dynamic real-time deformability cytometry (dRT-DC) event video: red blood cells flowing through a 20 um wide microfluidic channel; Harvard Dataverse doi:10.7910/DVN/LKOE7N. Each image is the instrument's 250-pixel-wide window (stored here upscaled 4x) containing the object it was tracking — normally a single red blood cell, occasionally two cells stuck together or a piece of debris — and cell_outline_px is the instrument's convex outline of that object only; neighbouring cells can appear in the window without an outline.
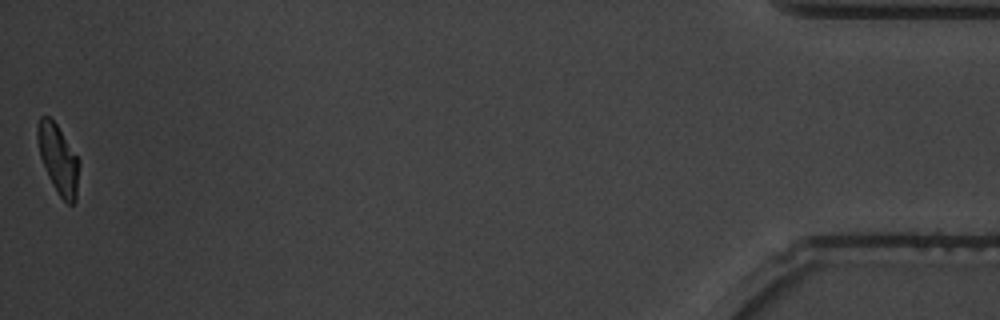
{"species": "common noctule bat (a hibernating species)", "species_latin": "Nyctalus noctula", "temperature_condition": "warm", "stored_images_in_passage": 39, "camera_frame_rate_fps": 3000, "um_per_image_px": 0.085, "animal": {"sex": "male", "body_mass_g": 19.5, "forearm_length_mm": 54.6}, "frame": {"image": 1, "passage_image": 39, "time_ms": 12.667, "image_size_px": [1000, 320], "cell_outline_px": [[80, 164], [76, 200], [72, 204], [68, 204], [60, 196], [52, 184], [48, 176], [40, 156], [36, 136], [36, 128], [40, 116], [48, 116], [56, 124], [80, 160]], "centroid_in_image_um": [4.96, 13.52], "position_along_channel_um": 430.2, "area_um2": 16.76}, "authors_computed_cell_mechanics": {"area_um2": 18.0914, "velocity_mm_per_s": 3.7031, "shape_relaxation_time_tau1_ms": 3.1382, "shape_relaxation_time_tau2_ms": 1.9863, "deformation_change_tau1": 0.1819, "deformation_change_tau2": 0.0354}}